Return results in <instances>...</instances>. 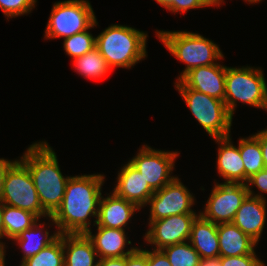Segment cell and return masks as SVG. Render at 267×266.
<instances>
[{
  "instance_id": "cell-1",
  "label": "cell",
  "mask_w": 267,
  "mask_h": 266,
  "mask_svg": "<svg viewBox=\"0 0 267 266\" xmlns=\"http://www.w3.org/2000/svg\"><path fill=\"white\" fill-rule=\"evenodd\" d=\"M104 179L101 174L70 176L61 206L49 217L60 234H84L90 230L88 217L97 220Z\"/></svg>"
},
{
  "instance_id": "cell-2",
  "label": "cell",
  "mask_w": 267,
  "mask_h": 266,
  "mask_svg": "<svg viewBox=\"0 0 267 266\" xmlns=\"http://www.w3.org/2000/svg\"><path fill=\"white\" fill-rule=\"evenodd\" d=\"M20 161L30 172L43 210L52 216L61 206L70 176L62 175L56 153L47 142L30 145Z\"/></svg>"
},
{
  "instance_id": "cell-3",
  "label": "cell",
  "mask_w": 267,
  "mask_h": 266,
  "mask_svg": "<svg viewBox=\"0 0 267 266\" xmlns=\"http://www.w3.org/2000/svg\"><path fill=\"white\" fill-rule=\"evenodd\" d=\"M147 34L123 25H111L96 37V48L108 66L130 68L146 57Z\"/></svg>"
},
{
  "instance_id": "cell-4",
  "label": "cell",
  "mask_w": 267,
  "mask_h": 266,
  "mask_svg": "<svg viewBox=\"0 0 267 266\" xmlns=\"http://www.w3.org/2000/svg\"><path fill=\"white\" fill-rule=\"evenodd\" d=\"M157 37L172 55L186 64L178 80L189 70L217 64L214 61L224 57L217 44L198 33L160 30Z\"/></svg>"
},
{
  "instance_id": "cell-5",
  "label": "cell",
  "mask_w": 267,
  "mask_h": 266,
  "mask_svg": "<svg viewBox=\"0 0 267 266\" xmlns=\"http://www.w3.org/2000/svg\"><path fill=\"white\" fill-rule=\"evenodd\" d=\"M261 70L226 67L224 103L232 117L237 100L267 111V85Z\"/></svg>"
},
{
  "instance_id": "cell-6",
  "label": "cell",
  "mask_w": 267,
  "mask_h": 266,
  "mask_svg": "<svg viewBox=\"0 0 267 266\" xmlns=\"http://www.w3.org/2000/svg\"><path fill=\"white\" fill-rule=\"evenodd\" d=\"M175 86L193 116L213 139L230 136L233 117L224 101L188 88L180 80Z\"/></svg>"
},
{
  "instance_id": "cell-7",
  "label": "cell",
  "mask_w": 267,
  "mask_h": 266,
  "mask_svg": "<svg viewBox=\"0 0 267 266\" xmlns=\"http://www.w3.org/2000/svg\"><path fill=\"white\" fill-rule=\"evenodd\" d=\"M96 25L97 20L89 1H61L53 5L45 37L47 39L64 37L65 39Z\"/></svg>"
},
{
  "instance_id": "cell-8",
  "label": "cell",
  "mask_w": 267,
  "mask_h": 266,
  "mask_svg": "<svg viewBox=\"0 0 267 266\" xmlns=\"http://www.w3.org/2000/svg\"><path fill=\"white\" fill-rule=\"evenodd\" d=\"M1 200L6 205L30 211L38 218L50 217L41 206L28 168L19 160L7 169Z\"/></svg>"
},
{
  "instance_id": "cell-9",
  "label": "cell",
  "mask_w": 267,
  "mask_h": 266,
  "mask_svg": "<svg viewBox=\"0 0 267 266\" xmlns=\"http://www.w3.org/2000/svg\"><path fill=\"white\" fill-rule=\"evenodd\" d=\"M247 195L245 183H216L200 215L215 224L232 223Z\"/></svg>"
},
{
  "instance_id": "cell-10",
  "label": "cell",
  "mask_w": 267,
  "mask_h": 266,
  "mask_svg": "<svg viewBox=\"0 0 267 266\" xmlns=\"http://www.w3.org/2000/svg\"><path fill=\"white\" fill-rule=\"evenodd\" d=\"M177 156L178 152L155 150L143 145L129 163L142 175L145 182L157 191L175 178L171 173Z\"/></svg>"
},
{
  "instance_id": "cell-11",
  "label": "cell",
  "mask_w": 267,
  "mask_h": 266,
  "mask_svg": "<svg viewBox=\"0 0 267 266\" xmlns=\"http://www.w3.org/2000/svg\"><path fill=\"white\" fill-rule=\"evenodd\" d=\"M148 203L151 206L149 221L180 214H196L191 209L194 205V196L178 177L155 191Z\"/></svg>"
},
{
  "instance_id": "cell-12",
  "label": "cell",
  "mask_w": 267,
  "mask_h": 266,
  "mask_svg": "<svg viewBox=\"0 0 267 266\" xmlns=\"http://www.w3.org/2000/svg\"><path fill=\"white\" fill-rule=\"evenodd\" d=\"M197 217V214H180L149 221L150 227L145 234V240L154 244L156 250L184 243L190 239L192 225Z\"/></svg>"
},
{
  "instance_id": "cell-13",
  "label": "cell",
  "mask_w": 267,
  "mask_h": 266,
  "mask_svg": "<svg viewBox=\"0 0 267 266\" xmlns=\"http://www.w3.org/2000/svg\"><path fill=\"white\" fill-rule=\"evenodd\" d=\"M226 66L219 63L195 67L179 80L188 88L224 101Z\"/></svg>"
},
{
  "instance_id": "cell-14",
  "label": "cell",
  "mask_w": 267,
  "mask_h": 266,
  "mask_svg": "<svg viewBox=\"0 0 267 266\" xmlns=\"http://www.w3.org/2000/svg\"><path fill=\"white\" fill-rule=\"evenodd\" d=\"M248 187V195L232 221L243 233L258 242L266 222V199Z\"/></svg>"
},
{
  "instance_id": "cell-15",
  "label": "cell",
  "mask_w": 267,
  "mask_h": 266,
  "mask_svg": "<svg viewBox=\"0 0 267 266\" xmlns=\"http://www.w3.org/2000/svg\"><path fill=\"white\" fill-rule=\"evenodd\" d=\"M113 191L116 196L135 204L138 208L148 205V200L155 192L129 162L118 173Z\"/></svg>"
},
{
  "instance_id": "cell-16",
  "label": "cell",
  "mask_w": 267,
  "mask_h": 266,
  "mask_svg": "<svg viewBox=\"0 0 267 266\" xmlns=\"http://www.w3.org/2000/svg\"><path fill=\"white\" fill-rule=\"evenodd\" d=\"M138 209L140 208L135 204L116 196L114 193L106 198L101 196L97 220L94 221L95 224L93 225L125 230L124 227L127 226V222Z\"/></svg>"
},
{
  "instance_id": "cell-17",
  "label": "cell",
  "mask_w": 267,
  "mask_h": 266,
  "mask_svg": "<svg viewBox=\"0 0 267 266\" xmlns=\"http://www.w3.org/2000/svg\"><path fill=\"white\" fill-rule=\"evenodd\" d=\"M98 232L92 235L91 229L85 234L91 240L93 247L98 254L99 259L105 258H120L131 254L136 248L131 247L126 252L125 245L131 244V241L126 238L125 230L112 229L97 226Z\"/></svg>"
},
{
  "instance_id": "cell-18",
  "label": "cell",
  "mask_w": 267,
  "mask_h": 266,
  "mask_svg": "<svg viewBox=\"0 0 267 266\" xmlns=\"http://www.w3.org/2000/svg\"><path fill=\"white\" fill-rule=\"evenodd\" d=\"M218 148L217 169L225 183H244V163L238 147L233 146L230 136L214 138Z\"/></svg>"
},
{
  "instance_id": "cell-19",
  "label": "cell",
  "mask_w": 267,
  "mask_h": 266,
  "mask_svg": "<svg viewBox=\"0 0 267 266\" xmlns=\"http://www.w3.org/2000/svg\"><path fill=\"white\" fill-rule=\"evenodd\" d=\"M218 239L220 257L256 254L254 247L258 243L233 223L218 224Z\"/></svg>"
},
{
  "instance_id": "cell-20",
  "label": "cell",
  "mask_w": 267,
  "mask_h": 266,
  "mask_svg": "<svg viewBox=\"0 0 267 266\" xmlns=\"http://www.w3.org/2000/svg\"><path fill=\"white\" fill-rule=\"evenodd\" d=\"M64 266H98L91 240L84 234H62ZM66 250V251H65Z\"/></svg>"
},
{
  "instance_id": "cell-21",
  "label": "cell",
  "mask_w": 267,
  "mask_h": 266,
  "mask_svg": "<svg viewBox=\"0 0 267 266\" xmlns=\"http://www.w3.org/2000/svg\"><path fill=\"white\" fill-rule=\"evenodd\" d=\"M189 243L201 259L220 257L218 224L204 219L199 214L193 222Z\"/></svg>"
},
{
  "instance_id": "cell-22",
  "label": "cell",
  "mask_w": 267,
  "mask_h": 266,
  "mask_svg": "<svg viewBox=\"0 0 267 266\" xmlns=\"http://www.w3.org/2000/svg\"><path fill=\"white\" fill-rule=\"evenodd\" d=\"M43 225L45 224H37L36 222L30 228L24 230L18 237L13 239L14 241H17L19 246L22 247L21 249L24 251L21 263L27 258L38 254L42 249L49 246L59 237L60 233L58 231L54 232L51 236L47 229L43 232ZM39 234L43 237H40Z\"/></svg>"
},
{
  "instance_id": "cell-23",
  "label": "cell",
  "mask_w": 267,
  "mask_h": 266,
  "mask_svg": "<svg viewBox=\"0 0 267 266\" xmlns=\"http://www.w3.org/2000/svg\"><path fill=\"white\" fill-rule=\"evenodd\" d=\"M38 221L32 212L4 204V237L13 240Z\"/></svg>"
},
{
  "instance_id": "cell-24",
  "label": "cell",
  "mask_w": 267,
  "mask_h": 266,
  "mask_svg": "<svg viewBox=\"0 0 267 266\" xmlns=\"http://www.w3.org/2000/svg\"><path fill=\"white\" fill-rule=\"evenodd\" d=\"M239 151L244 163V183L260 170L265 168L259 140L253 135L240 138Z\"/></svg>"
},
{
  "instance_id": "cell-25",
  "label": "cell",
  "mask_w": 267,
  "mask_h": 266,
  "mask_svg": "<svg viewBox=\"0 0 267 266\" xmlns=\"http://www.w3.org/2000/svg\"><path fill=\"white\" fill-rule=\"evenodd\" d=\"M73 61L77 72L90 79L103 78L110 73L111 70L105 58L96 47Z\"/></svg>"
},
{
  "instance_id": "cell-26",
  "label": "cell",
  "mask_w": 267,
  "mask_h": 266,
  "mask_svg": "<svg viewBox=\"0 0 267 266\" xmlns=\"http://www.w3.org/2000/svg\"><path fill=\"white\" fill-rule=\"evenodd\" d=\"M20 266H64L62 234L38 254L23 261Z\"/></svg>"
},
{
  "instance_id": "cell-27",
  "label": "cell",
  "mask_w": 267,
  "mask_h": 266,
  "mask_svg": "<svg viewBox=\"0 0 267 266\" xmlns=\"http://www.w3.org/2000/svg\"><path fill=\"white\" fill-rule=\"evenodd\" d=\"M171 266H199L201 257L191 244L184 242L162 249Z\"/></svg>"
},
{
  "instance_id": "cell-28",
  "label": "cell",
  "mask_w": 267,
  "mask_h": 266,
  "mask_svg": "<svg viewBox=\"0 0 267 266\" xmlns=\"http://www.w3.org/2000/svg\"><path fill=\"white\" fill-rule=\"evenodd\" d=\"M63 46L66 54L74 60L96 47V37H93L89 31L85 30L65 38Z\"/></svg>"
},
{
  "instance_id": "cell-29",
  "label": "cell",
  "mask_w": 267,
  "mask_h": 266,
  "mask_svg": "<svg viewBox=\"0 0 267 266\" xmlns=\"http://www.w3.org/2000/svg\"><path fill=\"white\" fill-rule=\"evenodd\" d=\"M37 0H0V8L7 18L24 15L34 8Z\"/></svg>"
},
{
  "instance_id": "cell-30",
  "label": "cell",
  "mask_w": 267,
  "mask_h": 266,
  "mask_svg": "<svg viewBox=\"0 0 267 266\" xmlns=\"http://www.w3.org/2000/svg\"><path fill=\"white\" fill-rule=\"evenodd\" d=\"M221 266H265L256 254H245L234 257H219Z\"/></svg>"
},
{
  "instance_id": "cell-31",
  "label": "cell",
  "mask_w": 267,
  "mask_h": 266,
  "mask_svg": "<svg viewBox=\"0 0 267 266\" xmlns=\"http://www.w3.org/2000/svg\"><path fill=\"white\" fill-rule=\"evenodd\" d=\"M215 3L212 0H174L173 4L168 8L173 13H184L188 9L202 8L207 6H214Z\"/></svg>"
},
{
  "instance_id": "cell-32",
  "label": "cell",
  "mask_w": 267,
  "mask_h": 266,
  "mask_svg": "<svg viewBox=\"0 0 267 266\" xmlns=\"http://www.w3.org/2000/svg\"><path fill=\"white\" fill-rule=\"evenodd\" d=\"M147 266H171L167 256L162 250H147Z\"/></svg>"
},
{
  "instance_id": "cell-33",
  "label": "cell",
  "mask_w": 267,
  "mask_h": 266,
  "mask_svg": "<svg viewBox=\"0 0 267 266\" xmlns=\"http://www.w3.org/2000/svg\"><path fill=\"white\" fill-rule=\"evenodd\" d=\"M126 266H147V250L136 249L126 256Z\"/></svg>"
},
{
  "instance_id": "cell-34",
  "label": "cell",
  "mask_w": 267,
  "mask_h": 266,
  "mask_svg": "<svg viewBox=\"0 0 267 266\" xmlns=\"http://www.w3.org/2000/svg\"><path fill=\"white\" fill-rule=\"evenodd\" d=\"M247 187L257 186V188L264 193H267V167L263 170H260L257 174H254L251 178L248 179Z\"/></svg>"
},
{
  "instance_id": "cell-35",
  "label": "cell",
  "mask_w": 267,
  "mask_h": 266,
  "mask_svg": "<svg viewBox=\"0 0 267 266\" xmlns=\"http://www.w3.org/2000/svg\"><path fill=\"white\" fill-rule=\"evenodd\" d=\"M260 142V146L262 149L264 166L267 167V129L259 131L254 135Z\"/></svg>"
},
{
  "instance_id": "cell-36",
  "label": "cell",
  "mask_w": 267,
  "mask_h": 266,
  "mask_svg": "<svg viewBox=\"0 0 267 266\" xmlns=\"http://www.w3.org/2000/svg\"><path fill=\"white\" fill-rule=\"evenodd\" d=\"M14 161H10L4 158L0 159V199L3 193V184H4V178H5V174L7 172V169L15 162Z\"/></svg>"
},
{
  "instance_id": "cell-37",
  "label": "cell",
  "mask_w": 267,
  "mask_h": 266,
  "mask_svg": "<svg viewBox=\"0 0 267 266\" xmlns=\"http://www.w3.org/2000/svg\"><path fill=\"white\" fill-rule=\"evenodd\" d=\"M98 262V266H126V256L120 258L99 259Z\"/></svg>"
},
{
  "instance_id": "cell-38",
  "label": "cell",
  "mask_w": 267,
  "mask_h": 266,
  "mask_svg": "<svg viewBox=\"0 0 267 266\" xmlns=\"http://www.w3.org/2000/svg\"><path fill=\"white\" fill-rule=\"evenodd\" d=\"M199 266H221L219 257L216 258H203L200 260Z\"/></svg>"
},
{
  "instance_id": "cell-39",
  "label": "cell",
  "mask_w": 267,
  "mask_h": 266,
  "mask_svg": "<svg viewBox=\"0 0 267 266\" xmlns=\"http://www.w3.org/2000/svg\"><path fill=\"white\" fill-rule=\"evenodd\" d=\"M3 210L4 203L0 199V239L4 238Z\"/></svg>"
},
{
  "instance_id": "cell-40",
  "label": "cell",
  "mask_w": 267,
  "mask_h": 266,
  "mask_svg": "<svg viewBox=\"0 0 267 266\" xmlns=\"http://www.w3.org/2000/svg\"><path fill=\"white\" fill-rule=\"evenodd\" d=\"M0 266H5V245L0 242Z\"/></svg>"
},
{
  "instance_id": "cell-41",
  "label": "cell",
  "mask_w": 267,
  "mask_h": 266,
  "mask_svg": "<svg viewBox=\"0 0 267 266\" xmlns=\"http://www.w3.org/2000/svg\"><path fill=\"white\" fill-rule=\"evenodd\" d=\"M155 1L158 2L161 6L168 9L173 4L174 0H155Z\"/></svg>"
},
{
  "instance_id": "cell-42",
  "label": "cell",
  "mask_w": 267,
  "mask_h": 266,
  "mask_svg": "<svg viewBox=\"0 0 267 266\" xmlns=\"http://www.w3.org/2000/svg\"><path fill=\"white\" fill-rule=\"evenodd\" d=\"M215 3V6H220V4L223 2V0H212Z\"/></svg>"
},
{
  "instance_id": "cell-43",
  "label": "cell",
  "mask_w": 267,
  "mask_h": 266,
  "mask_svg": "<svg viewBox=\"0 0 267 266\" xmlns=\"http://www.w3.org/2000/svg\"><path fill=\"white\" fill-rule=\"evenodd\" d=\"M246 1H248L249 3L252 4V3L260 2V1H262V0H245V2H246Z\"/></svg>"
}]
</instances>
